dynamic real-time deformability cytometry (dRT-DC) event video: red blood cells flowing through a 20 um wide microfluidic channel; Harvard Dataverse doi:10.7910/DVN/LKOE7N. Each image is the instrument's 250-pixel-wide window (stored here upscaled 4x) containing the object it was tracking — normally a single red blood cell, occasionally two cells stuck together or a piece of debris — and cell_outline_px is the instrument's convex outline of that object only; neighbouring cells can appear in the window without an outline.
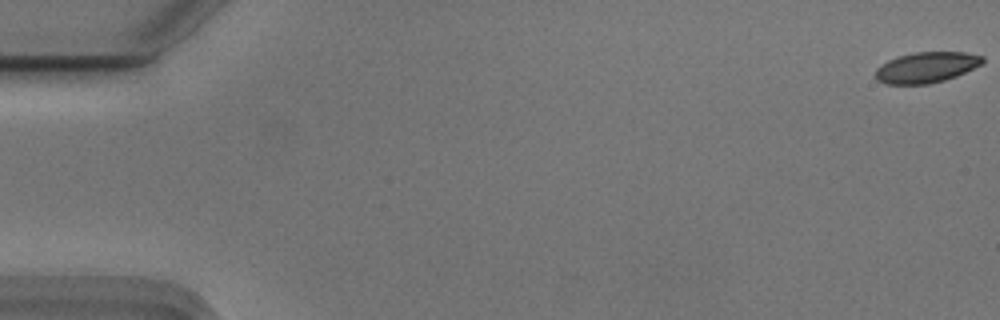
{"species": "Egyptian fruit bat (a non-hibernating species)", "species_latin": "Rousettus aegyptiacus", "temperature_condition": "cold", "stored_images_in_passage": 56, "camera_frame_rate_fps": 3000, "um_per_image_px": 0.085, "animal": {"sex": "male"}, "frame": {"image": 1, "passage_image": 1, "time_ms": 0.0, "image_size_px": [1000, 320], "cell_outline_px": [[984, 60], [980, 64], [956, 76], [944, 80], [928, 84], [884, 84], [876, 80], [876, 68], [880, 64], [888, 60], [912, 52], [964, 52], [984, 56]], "centroid_in_image_um": [78.7, 5.73], "position_along_channel_um": 6.3, "area_um2": 19.07}}
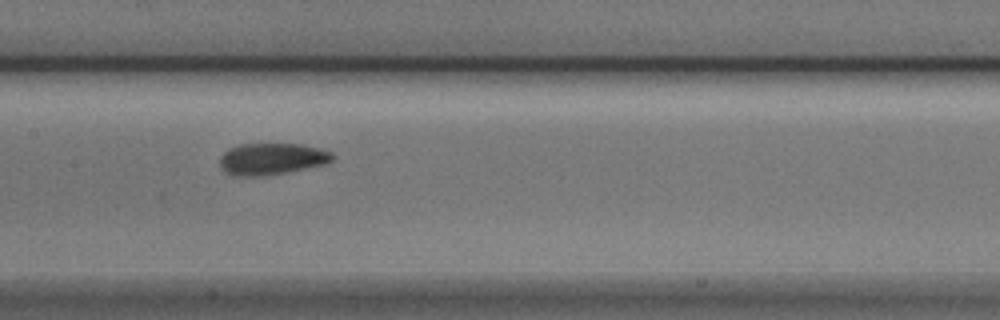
{"frame": {"image": 2, "passage_image": 28, "time_ms": 9.0, "image_size_px": [1000, 320], "cell_outline_px": [[332, 160], [324, 164], [288, 172], [260, 176], [232, 176], [224, 172], [220, 168], [220, 156], [228, 148], [240, 144], [300, 144], [320, 148], [332, 152]], "centroid_in_image_um": [23.04, 13.51], "position_along_channel_um": 184.4, "area_um2": 20.87}}
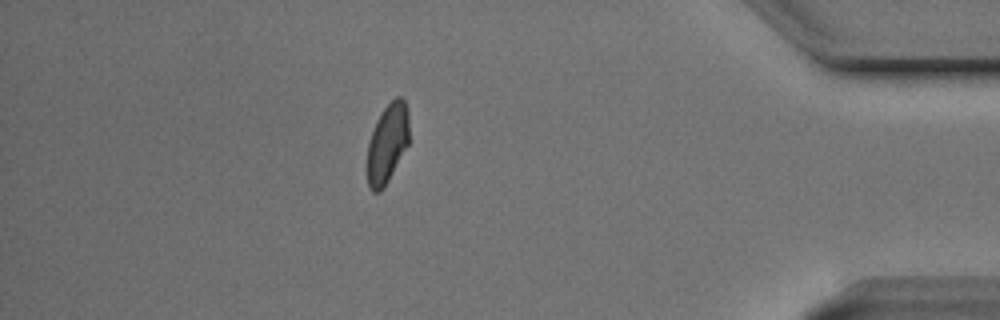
{"frame": {"image": 3, "passage_image": 49, "time_ms": 16.0, "image_size_px": [1000, 320], "cell_outline_px": [[408, 144], [384, 188], [380, 192], [372, 192], [368, 184], [368, 144], [376, 120], [380, 112], [396, 96], [400, 96], [404, 100], [408, 108]], "centroid_in_image_um": [32.93, 12.17], "position_along_channel_um": 402.3, "area_um2": 19.19}, "authors_computed_cell_mechanics": {"area_um2": 20.1144, "velocity_mm_per_s": 3.7242, "shape_relaxation_time_tau1_ms": 3.9437, "shape_relaxation_time_tau2_ms": 1.688, "deformation_change_tau1": 0.1135, "deformation_change_tau2": 0.0542}}